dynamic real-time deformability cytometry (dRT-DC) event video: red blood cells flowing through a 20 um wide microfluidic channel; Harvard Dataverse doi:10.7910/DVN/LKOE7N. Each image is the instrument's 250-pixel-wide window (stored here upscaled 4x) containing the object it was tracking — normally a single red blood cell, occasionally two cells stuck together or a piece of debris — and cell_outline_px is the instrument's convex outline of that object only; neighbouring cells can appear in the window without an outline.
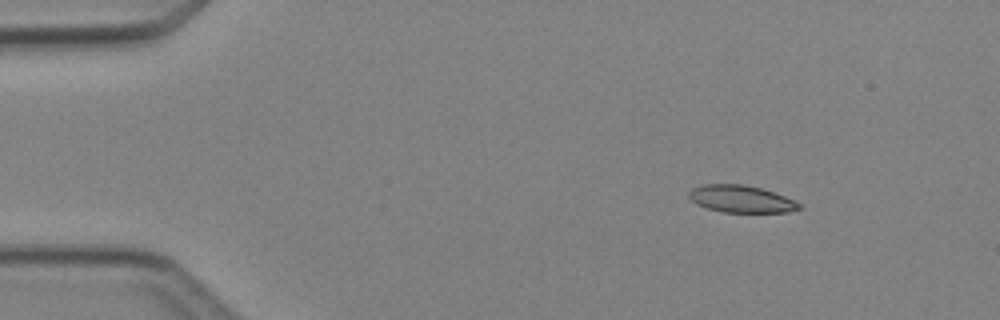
{"species": "Egyptian fruit bat (a non-hibernating species)", "species_latin": "Rousettus aegyptiacus", "temperature_condition": "cold", "stored_images_in_passage": 3, "camera_frame_rate_fps": 3000, "um_per_image_px": 0.085, "animal": {"sex": "female"}, "frame": {"image": 1, "passage_image": 1, "time_ms": 0.0, "image_size_px": [1000, 320], "cell_outline_px": [[800, 208], [788, 212], [724, 212], [708, 208], [696, 204], [688, 196], [688, 192], [692, 188], [704, 184], [744, 184], [760, 188], [796, 200], [800, 204]], "centroid_in_image_um": [62.98, 16.9], "position_along_channel_um": 22.0, "area_um2": 17.34}}